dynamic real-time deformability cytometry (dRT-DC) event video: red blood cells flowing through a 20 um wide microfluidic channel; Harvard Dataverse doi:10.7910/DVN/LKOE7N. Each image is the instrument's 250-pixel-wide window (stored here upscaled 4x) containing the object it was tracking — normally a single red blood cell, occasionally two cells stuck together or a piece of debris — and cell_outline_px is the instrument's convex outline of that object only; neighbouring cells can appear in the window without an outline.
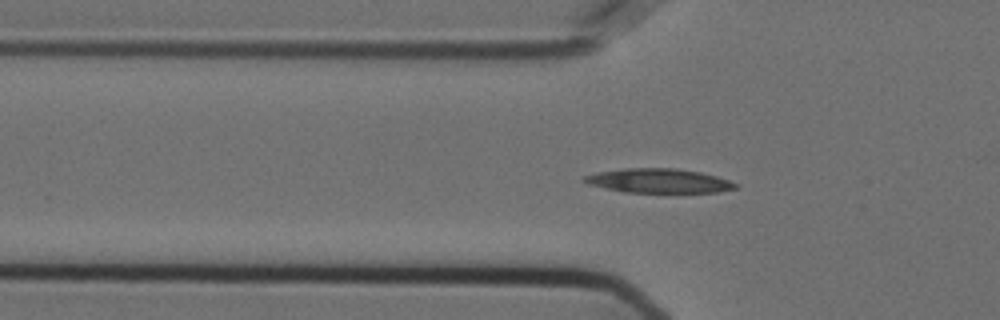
{"species": "Egyptian fruit bat (a non-hibernating species)", "species_latin": "Rousettus aegyptiacus", "temperature_condition": "cold", "stored_images_in_passage": 50, "camera_frame_rate_fps": 3000, "um_per_image_px": 0.085, "animal": {"sex": "female"}, "frame": {"image": 1, "passage_image": 18, "time_ms": 5.667, "image_size_px": [1000, 320], "cell_outline_px": [[740, 184], [736, 188], [716, 192], [624, 192], [588, 184], [580, 180], [584, 176], [596, 172], [628, 168], [676, 168], [700, 172], [716, 176]], "centroid_in_image_um": [55.97, 15.36], "position_along_channel_um": 69.8, "area_um2": 21.27}}
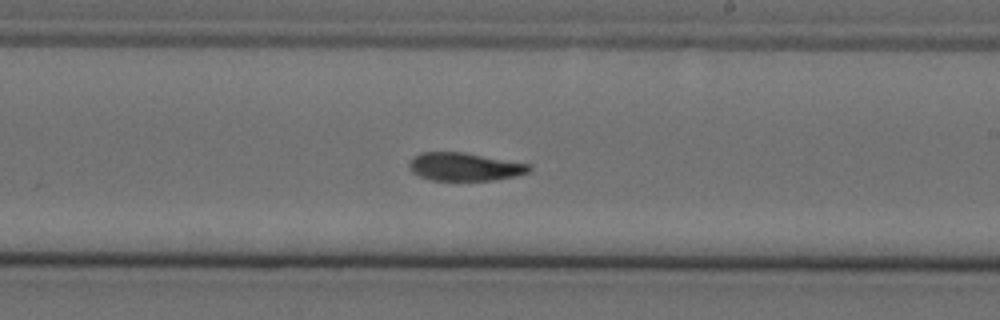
{"frame": {"image": 2, "passage_image": 33, "time_ms": 10.667, "image_size_px": [1000, 320], "cell_outline_px": [[532, 168], [528, 172], [516, 176], [492, 180], [432, 180], [420, 176], [412, 172], [408, 168], [408, 164], [420, 152], [464, 152], [532, 164]], "centroid_in_image_um": [39.52, 14.17], "position_along_channel_um": 249.5, "area_um2": 19.65}}
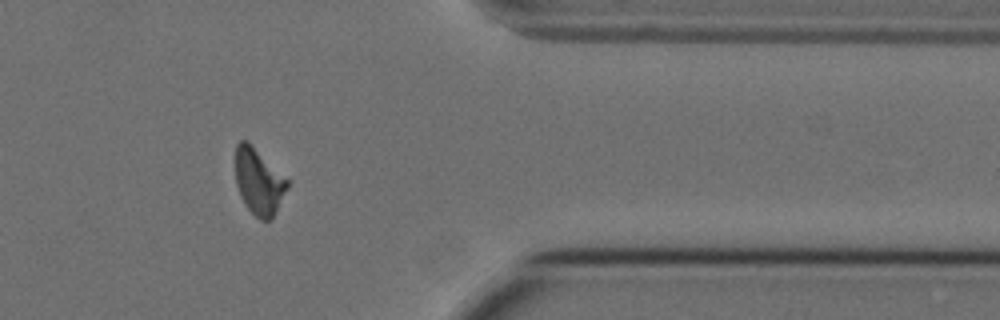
{"frame": {"image": 3, "passage_image": 46, "time_ms": 15.0, "image_size_px": [1000, 320], "cell_outline_px": [[288, 188], [272, 220], [260, 220], [244, 204], [240, 196], [236, 184], [236, 144], [240, 140], [248, 140], [288, 180]], "centroid_in_image_um": [21.99, 15.43], "position_along_channel_um": 389.4, "area_um2": 20.0}, "authors_computed_cell_mechanics": {"area_um2": 20.1722, "velocity_mm_per_s": 3.6018, "shape_relaxation_time_tau1_ms": 9.5551, "shape_relaxation_time_tau2_ms": 10.2625, "deformation_change_tau1": 0.2378, "deformation_change_tau2": 0.1505}}